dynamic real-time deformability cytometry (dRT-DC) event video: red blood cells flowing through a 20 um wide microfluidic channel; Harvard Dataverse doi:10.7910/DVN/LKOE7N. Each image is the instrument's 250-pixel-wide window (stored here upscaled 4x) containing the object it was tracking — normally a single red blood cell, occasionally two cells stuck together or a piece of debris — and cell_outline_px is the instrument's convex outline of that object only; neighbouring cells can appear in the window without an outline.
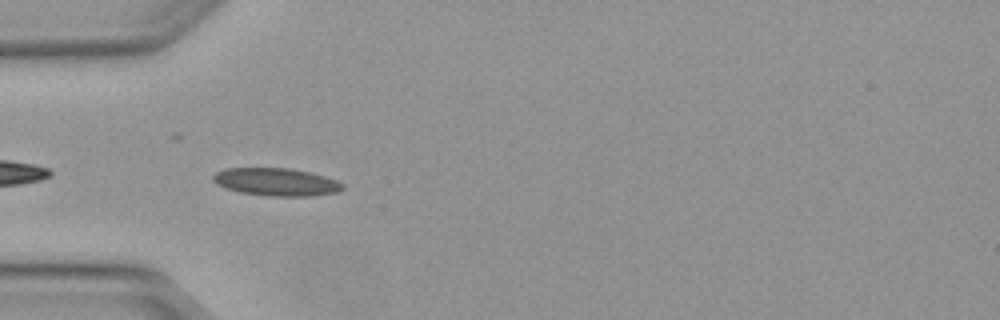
{"species": "Egyptian fruit bat (a non-hibernating species)", "species_latin": "Rousettus aegyptiacus", "temperature_condition": "warm", "stored_images_in_passage": 8, "camera_frame_rate_fps": 3000, "um_per_image_px": 0.085, "animal": {"sex": "female"}, "frame": {"image": 1, "passage_image": 2, "time_ms": 0.333, "image_size_px": [1000, 320], "cell_outline_px": [[344, 188], [336, 192], [308, 196], [272, 196], [240, 192], [224, 188], [216, 184], [212, 180], [212, 176], [216, 172], [224, 168], [288, 168], [312, 172], [336, 180], [344, 184]], "centroid_in_image_um": [23.45, 15.46], "position_along_channel_um": 61.6, "area_um2": 20.98}}
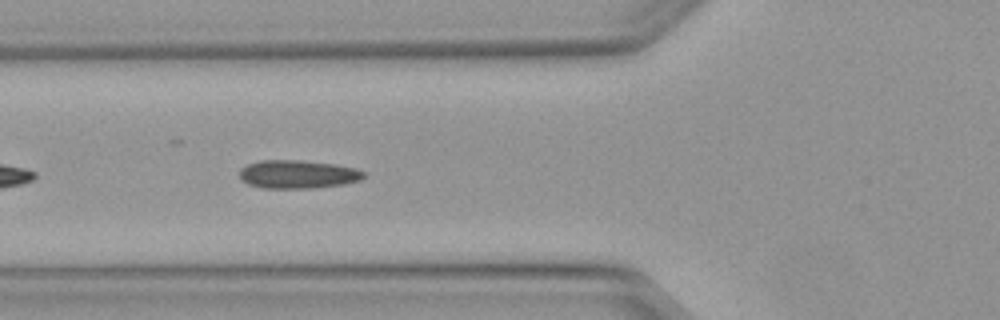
{"frame": {"image": 2, "passage_image": 5, "time_ms": 1.333, "image_size_px": [1000, 320], "cell_outline_px": [[364, 176], [360, 180], [344, 184], [312, 188], [264, 188], [248, 184], [240, 176], [240, 168], [248, 164], [260, 160], [300, 160], [332, 164], [356, 168], [364, 172]], "centroid_in_image_um": [25.3, 14.81], "position_along_channel_um": 100.5, "area_um2": 20.35}}